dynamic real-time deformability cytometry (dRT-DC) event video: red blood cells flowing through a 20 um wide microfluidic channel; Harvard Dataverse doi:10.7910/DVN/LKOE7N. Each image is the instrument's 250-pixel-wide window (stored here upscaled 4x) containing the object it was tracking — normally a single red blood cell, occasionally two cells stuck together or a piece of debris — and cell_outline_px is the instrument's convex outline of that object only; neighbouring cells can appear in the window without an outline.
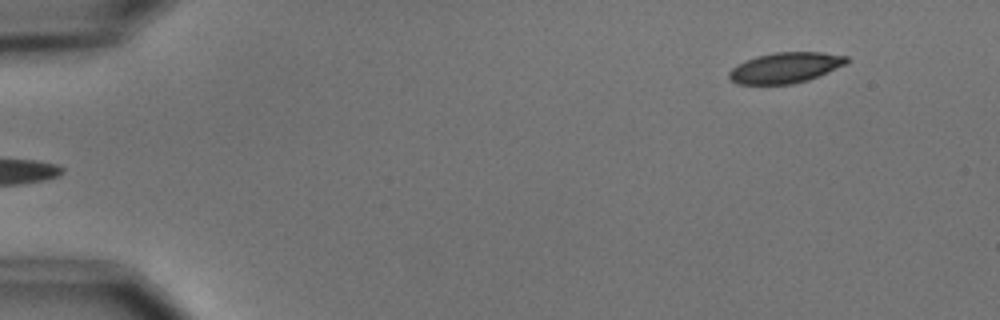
{"species": "common noctule bat (a hibernating species)", "species_latin": "Nyctalus noctula", "temperature_condition": "cold", "stored_images_in_passage": 7, "camera_frame_rate_fps": 3000, "um_per_image_px": 0.085, "animal": {"sex": "male", "body_mass_g": 15.6}, "frame": {"image": 1, "passage_image": 1, "time_ms": 0.0, "image_size_px": [1000, 320], "cell_outline_px": [[848, 60], [844, 64], [808, 80], [792, 84], [736, 84], [728, 76], [728, 72], [736, 64], [744, 60], [756, 56], [776, 52], [824, 52], [848, 56]], "centroid_in_image_um": [66.7, 5.75], "position_along_channel_um": 18.3, "area_um2": 20.87}}
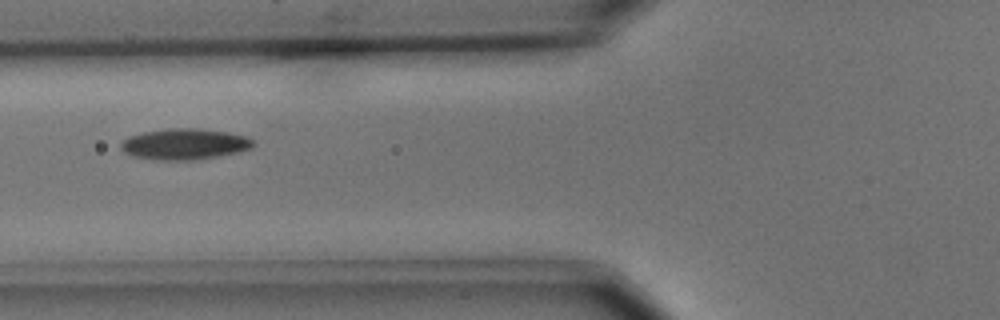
{"frame": {"image": 2, "passage_image": 5, "time_ms": 5.333, "image_size_px": [1000, 320], "cell_outline_px": [[256, 144], [252, 148], [240, 152], [192, 160], [160, 160], [136, 156], [124, 152], [120, 148], [120, 144], [128, 136], [144, 132], [168, 128], [200, 128], [228, 132], [248, 136]], "centroid_in_image_um": [15.73, 12.23], "position_along_channel_um": 110.1, "area_um2": 23.93}}
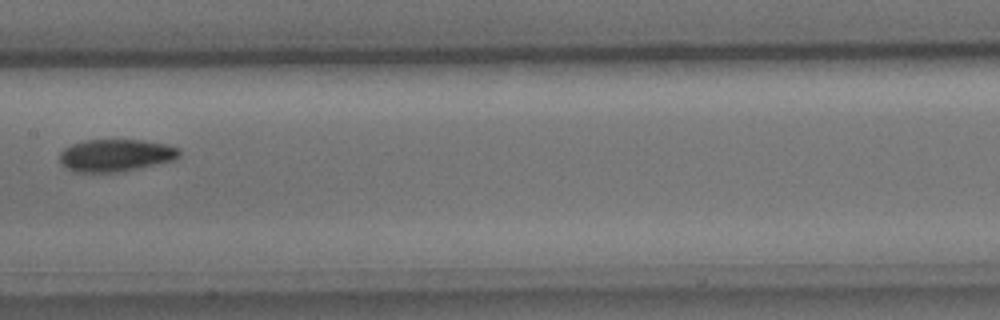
{"frame": {"image": 3, "passage_image": 7, "time_ms": 7.667, "image_size_px": [1000, 320], "cell_outline_px": [[180, 156], [176, 160], [124, 172], [76, 172], [60, 164], [60, 152], [64, 148], [72, 144], [88, 140], [140, 140], [168, 144], [180, 148]], "centroid_in_image_um": [9.88, 13.21], "position_along_channel_um": 197.5, "area_um2": 22.83}}